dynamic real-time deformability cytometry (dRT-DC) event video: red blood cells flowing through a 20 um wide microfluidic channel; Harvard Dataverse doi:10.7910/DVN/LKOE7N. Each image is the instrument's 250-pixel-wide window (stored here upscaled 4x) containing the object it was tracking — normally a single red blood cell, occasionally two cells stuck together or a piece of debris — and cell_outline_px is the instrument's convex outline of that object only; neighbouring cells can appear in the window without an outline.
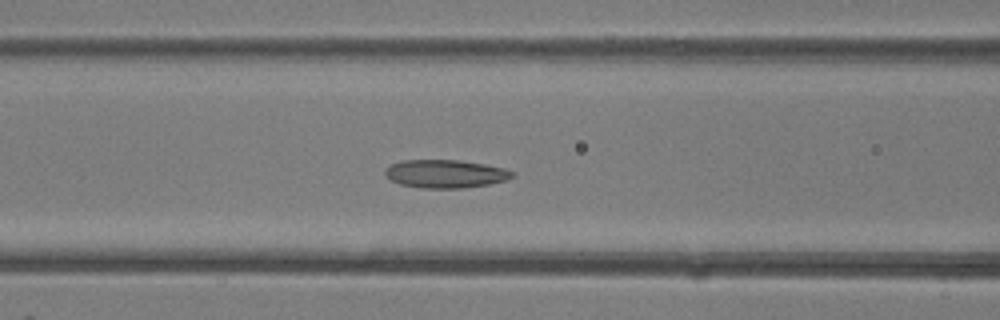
{"species": "common noctule bat (a hibernating species)", "species_latin": "Nyctalus noctula", "temperature_condition": "room temperature", "stored_images_in_passage": 36, "camera_frame_rate_fps": 3000, "um_per_image_px": 0.085, "animal": {"sex": "female"}, "frame": {"image": 1, "passage_image": 13, "time_ms": 4.0, "image_size_px": [1000, 320], "cell_outline_px": [[516, 176], [508, 180], [488, 184], [464, 188], [420, 188], [400, 184], [392, 180], [384, 172], [384, 168], [400, 160], [460, 160], [484, 164], [504, 168], [512, 172]], "centroid_in_image_um": [37.87, 14.77], "position_along_channel_um": 128.7, "area_um2": 20.92}}
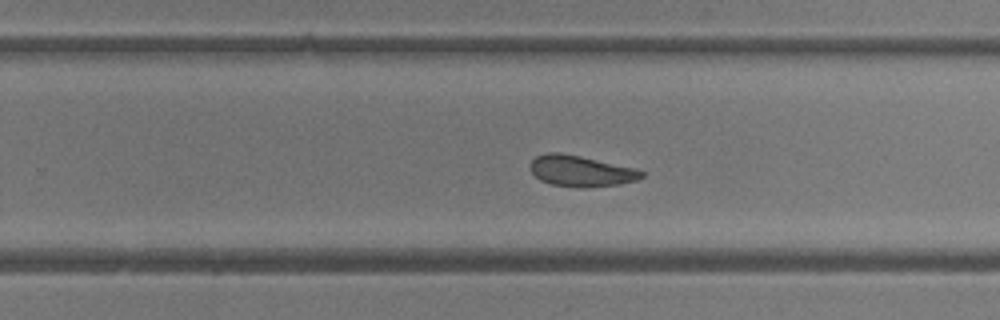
{"frame": {"image": 2, "passage_image": 22, "time_ms": 7.0, "image_size_px": [1000, 320], "cell_outline_px": [[644, 176], [636, 180], [620, 184], [584, 188], [576, 188], [552, 184], [540, 180], [528, 168], [528, 164], [536, 156], [548, 152], [560, 152], [580, 156], [636, 168], [644, 172]], "centroid_in_image_um": [49.35, 14.54], "position_along_channel_um": 280.4, "area_um2": 20.29}}
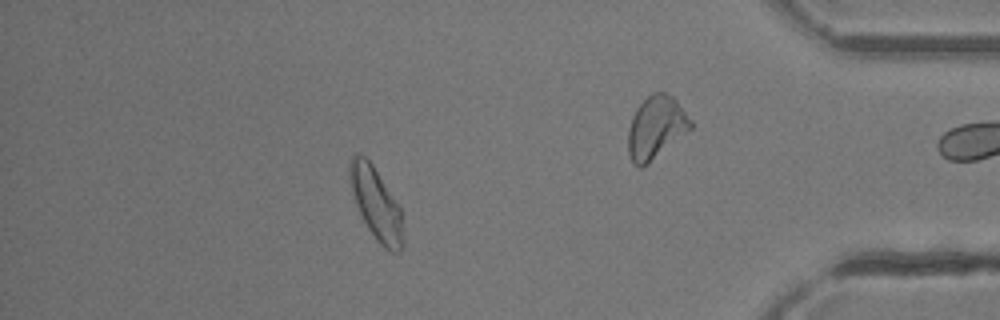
{"frame": {"image": 3, "passage_image": 32, "time_ms": 10.333, "image_size_px": [1000, 320], "cell_outline_px": [[404, 240], [400, 252], [392, 252], [384, 248], [376, 240], [368, 228], [356, 204], [352, 192], [348, 176], [348, 164], [352, 156], [356, 152], [364, 156], [372, 164], [400, 208], [404, 236]], "centroid_in_image_um": [31.96, 17.32], "position_along_channel_um": 403.2, "area_um2": 22.25}}